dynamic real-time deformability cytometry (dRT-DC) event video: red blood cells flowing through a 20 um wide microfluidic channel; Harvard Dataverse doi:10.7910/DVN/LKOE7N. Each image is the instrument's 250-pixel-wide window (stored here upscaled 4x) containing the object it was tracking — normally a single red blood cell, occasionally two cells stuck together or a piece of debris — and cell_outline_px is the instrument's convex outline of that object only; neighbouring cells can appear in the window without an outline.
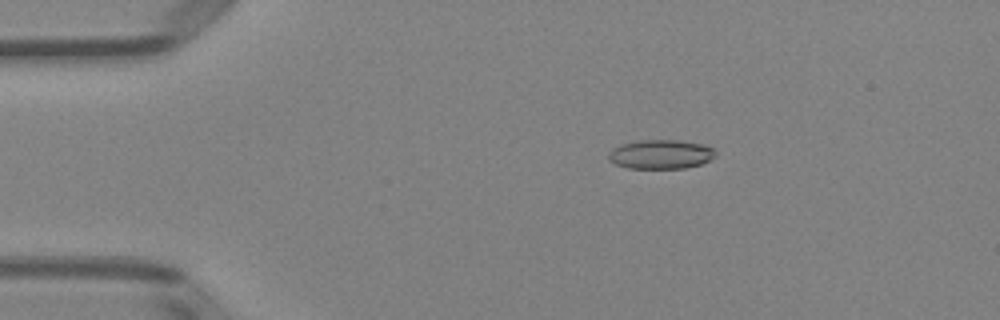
{"species": "Egyptian fruit bat (a non-hibernating species)", "species_latin": "Rousettus aegyptiacus", "temperature_condition": "room temperature", "stored_images_in_passage": 3, "camera_frame_rate_fps": 3000, "um_per_image_px": 0.085, "animal": {"sex": "female"}, "frame": {"image": 1, "passage_image": 2, "time_ms": 1.0, "image_size_px": [1000, 320], "cell_outline_px": [[716, 156], [712, 160], [700, 164], [684, 168], [628, 168], [616, 164], [608, 160], [608, 152], [612, 148], [620, 144], [636, 140], [680, 140], [704, 144], [712, 148], [716, 152]], "centroid_in_image_um": [56.16, 13.1], "position_along_channel_um": 28.8, "area_um2": 18.44}}